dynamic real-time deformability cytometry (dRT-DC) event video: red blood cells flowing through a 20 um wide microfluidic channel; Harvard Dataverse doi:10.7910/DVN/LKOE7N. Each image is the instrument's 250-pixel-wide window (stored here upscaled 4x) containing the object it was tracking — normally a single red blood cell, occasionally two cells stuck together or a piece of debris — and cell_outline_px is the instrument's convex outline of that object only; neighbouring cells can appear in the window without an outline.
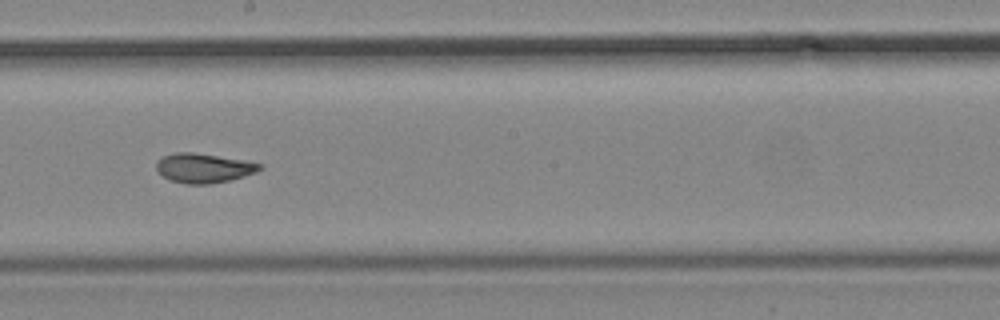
{"species": "common noctule bat (a hibernating species)", "species_latin": "Nyctalus noctula", "temperature_condition": "cold", "stored_images_in_passage": 17, "camera_frame_rate_fps": 3000, "um_per_image_px": 0.085, "animal": {"sex": "male", "body_mass_g": 19.2, "forearm_length_mm": 51.8}, "frame": {"image": 1, "passage_image": 15, "time_ms": 17.667, "image_size_px": [1000, 320], "cell_outline_px": [[264, 164], [256, 172], [232, 180], [208, 184], [184, 184], [168, 180], [156, 168], [156, 160], [164, 156], [176, 152], [192, 152]], "centroid_in_image_um": [17.27, 14.3], "position_along_channel_um": 230.9, "area_um2": 17.57}}
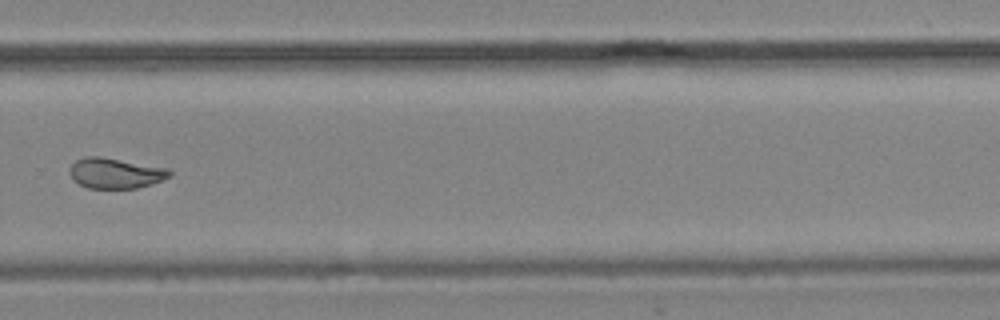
{"frame": {"image": 2, "passage_image": 17, "time_ms": 20.333, "image_size_px": [1000, 320], "cell_outline_px": [[172, 172], [168, 176], [152, 184], [136, 188], [88, 188], [72, 180], [68, 172], [68, 168], [76, 160], [88, 156], [100, 156], [168, 168]], "centroid_in_image_um": [9.75, 14.71], "position_along_channel_um": 320.0, "area_um2": 17.69}}